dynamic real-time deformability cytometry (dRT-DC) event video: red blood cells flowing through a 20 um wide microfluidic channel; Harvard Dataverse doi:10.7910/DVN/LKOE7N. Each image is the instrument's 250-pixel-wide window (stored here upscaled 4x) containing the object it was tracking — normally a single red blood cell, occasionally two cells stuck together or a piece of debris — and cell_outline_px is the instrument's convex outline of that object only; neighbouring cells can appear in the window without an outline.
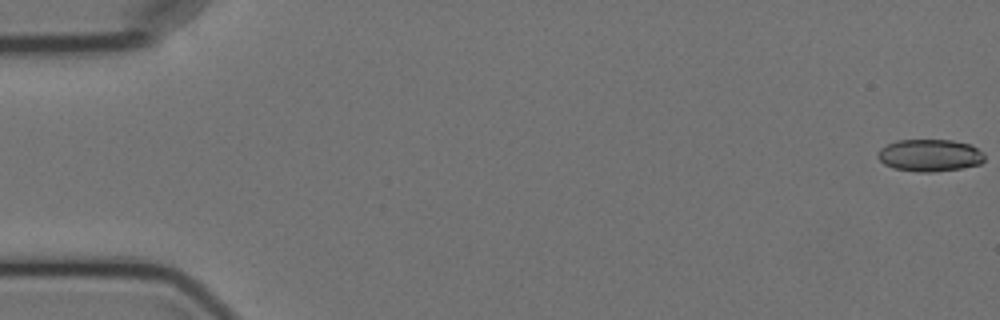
{"species": "Egyptian fruit bat (a non-hibernating species)", "species_latin": "Rousettus aegyptiacus", "temperature_condition": "cold", "stored_images_in_passage": 5, "camera_frame_rate_fps": 3000, "um_per_image_px": 0.085, "animal": {"sex": "female"}, "frame": {"image": 1, "passage_image": 1, "time_ms": 0.0, "image_size_px": [1000, 320], "cell_outline_px": [[984, 160], [980, 164], [960, 168], [932, 172], [920, 172], [892, 168], [884, 164], [876, 156], [880, 148], [896, 140], [952, 140], [968, 144], [984, 152]], "centroid_in_image_um": [79.01, 13.2], "position_along_channel_um": 6.0, "area_um2": 20.0}}
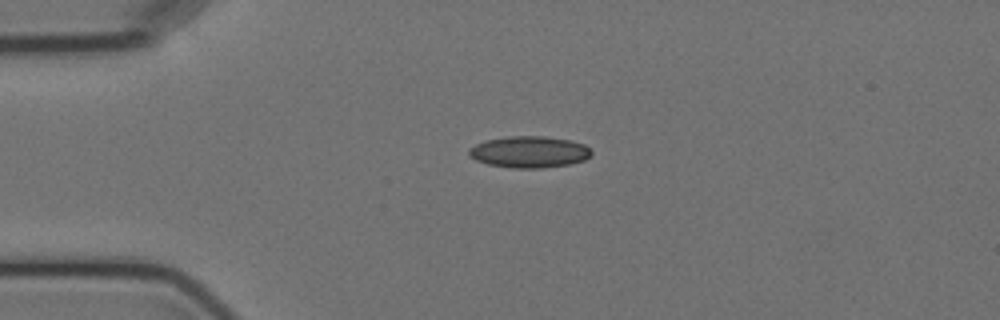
{"frame": {"image": 2, "passage_image": 4, "time_ms": 4.333, "image_size_px": [1000, 320], "cell_outline_px": [[592, 156], [584, 160], [568, 164], [540, 168], [512, 168], [488, 164], [476, 160], [468, 152], [468, 148], [484, 140], [508, 136], [544, 136], [572, 140], [584, 144], [592, 152]], "centroid_in_image_um": [44.99, 12.9], "position_along_channel_um": 40.0, "area_um2": 22.54}}